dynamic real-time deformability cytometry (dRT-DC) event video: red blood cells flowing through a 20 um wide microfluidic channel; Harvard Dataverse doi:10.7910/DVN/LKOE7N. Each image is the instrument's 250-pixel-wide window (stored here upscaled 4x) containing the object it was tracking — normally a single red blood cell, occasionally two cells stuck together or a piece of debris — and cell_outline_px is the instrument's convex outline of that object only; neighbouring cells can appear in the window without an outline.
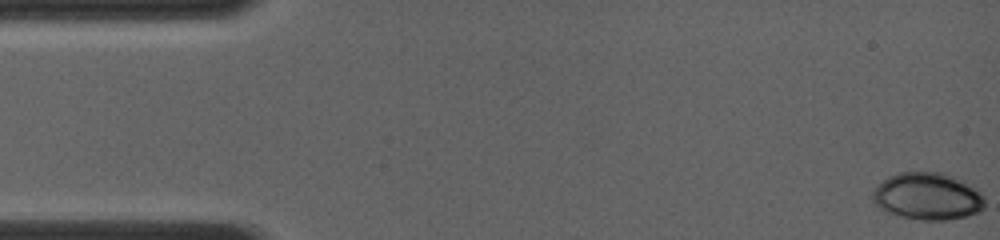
{"species": "common noctule bat (a hibernating species)", "species_latin": "Nyctalus noctula", "temperature_condition": "room temperature", "stored_images_in_passage": 6, "camera_frame_rate_fps": 4000, "um_per_image_px": 0.085, "animal": {"sex": "female", "body_mass_g": 19.0, "forearm_length_mm": 56.7}, "frame": {"image": 1, "passage_image": 1, "time_ms": 0.0, "image_size_px": [1000, 240], "cell_outline_px": [[984, 208], [968, 216], [948, 220], [916, 220], [900, 216], [888, 212], [880, 208], [872, 200], [872, 192], [888, 176], [900, 172], [944, 172], [964, 180], [976, 188], [984, 196]], "centroid_in_image_um": [78.87, 16.68], "position_along_channel_um": 6.1, "area_um2": 31.04}}
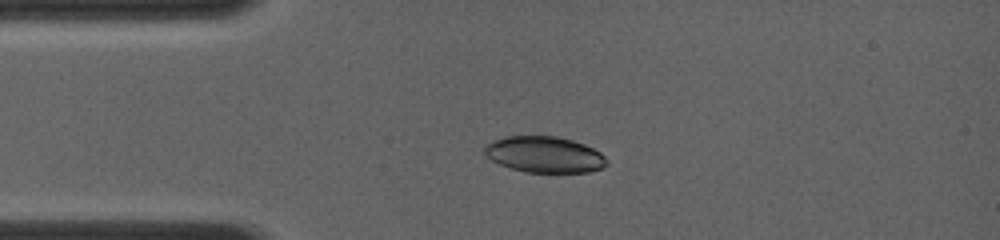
{"frame": {"image": 2, "passage_image": 5, "time_ms": 3.25, "image_size_px": [1000, 240], "cell_outline_px": [[608, 164], [600, 168], [588, 172], [524, 172], [500, 164], [492, 160], [480, 148], [484, 144], [492, 140], [504, 136], [556, 136], [572, 140], [584, 144], [600, 152], [608, 160]], "centroid_in_image_um": [46.24, 13.12], "position_along_channel_um": 38.8, "area_um2": 25.84}}